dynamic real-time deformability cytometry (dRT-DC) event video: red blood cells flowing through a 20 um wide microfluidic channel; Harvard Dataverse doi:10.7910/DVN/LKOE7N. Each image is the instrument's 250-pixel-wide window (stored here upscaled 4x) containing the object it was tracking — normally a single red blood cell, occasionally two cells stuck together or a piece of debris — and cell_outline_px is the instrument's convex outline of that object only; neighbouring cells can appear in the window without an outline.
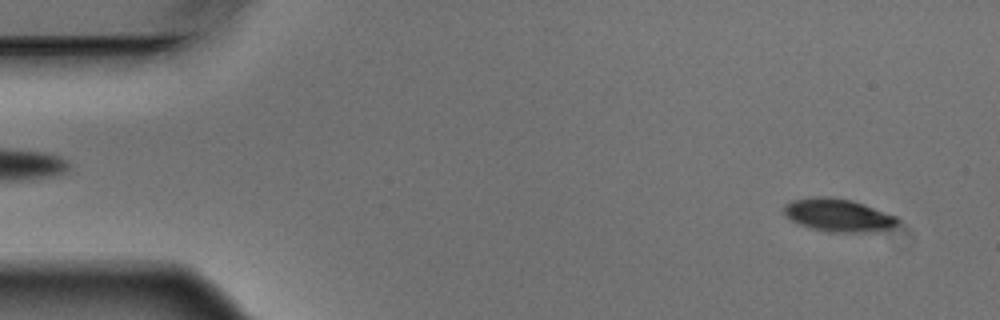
{"species": "Egyptian fruit bat (a non-hibernating species)", "species_latin": "Rousettus aegyptiacus", "temperature_condition": "warm", "stored_images_in_passage": 5, "camera_frame_rate_fps": 3000, "um_per_image_px": 0.085, "animal": {"sex": "male"}, "frame": {"image": 1, "passage_image": 5, "time_ms": 1.333, "image_size_px": [1000, 320], "cell_outline_px": [[900, 220], [896, 224], [880, 232], [832, 232], [812, 228], [800, 224], [792, 220], [784, 212], [784, 204], [792, 200], [816, 196], [832, 196], [852, 200], [864, 204], [896, 216]], "centroid_in_image_um": [71.26, 18.28], "position_along_channel_um": 13.7, "area_um2": 21.73}}